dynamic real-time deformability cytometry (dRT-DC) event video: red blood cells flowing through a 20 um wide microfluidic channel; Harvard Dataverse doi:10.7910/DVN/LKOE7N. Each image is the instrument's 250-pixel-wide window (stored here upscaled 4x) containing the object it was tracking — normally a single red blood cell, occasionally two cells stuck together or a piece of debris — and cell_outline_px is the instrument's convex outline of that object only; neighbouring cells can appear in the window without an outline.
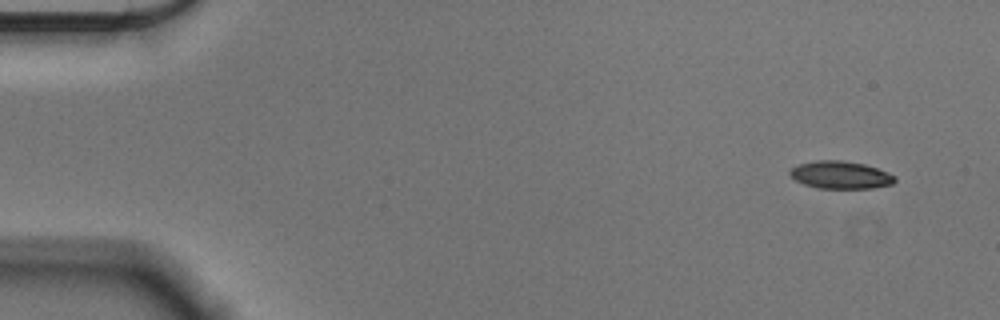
{"species": "Egyptian fruit bat (a non-hibernating species)", "species_latin": "Rousettus aegyptiacus", "temperature_condition": "cold", "stored_images_in_passage": 53, "camera_frame_rate_fps": 3000, "um_per_image_px": 0.085, "animal": {"sex": "male"}, "frame": {"image": 1, "passage_image": 1, "time_ms": 0.0, "image_size_px": [1000, 320], "cell_outline_px": [[896, 180], [892, 184], [872, 188], [820, 188], [804, 184], [796, 180], [788, 172], [792, 168], [800, 164], [816, 160], [844, 160], [864, 164], [888, 172], [896, 176]], "centroid_in_image_um": [71.47, 14.86], "position_along_channel_um": 13.5, "area_um2": 16.76}}
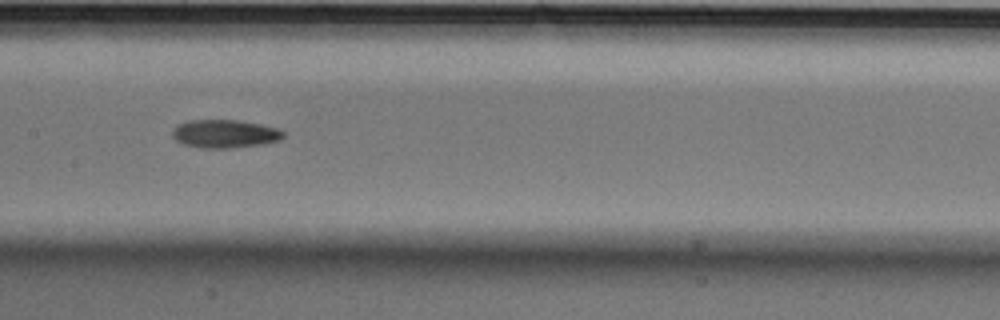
{"frame": {"image": 2, "passage_image": 25, "time_ms": 8.0, "image_size_px": [1000, 320], "cell_outline_px": [[284, 136], [280, 140], [264, 144], [232, 148], [200, 148], [184, 144], [176, 140], [172, 136], [172, 132], [176, 124], [192, 120], [240, 120], [260, 124], [276, 128], [284, 132]], "centroid_in_image_um": [19.1, 11.37], "position_along_channel_um": 188.3, "area_um2": 18.32}}
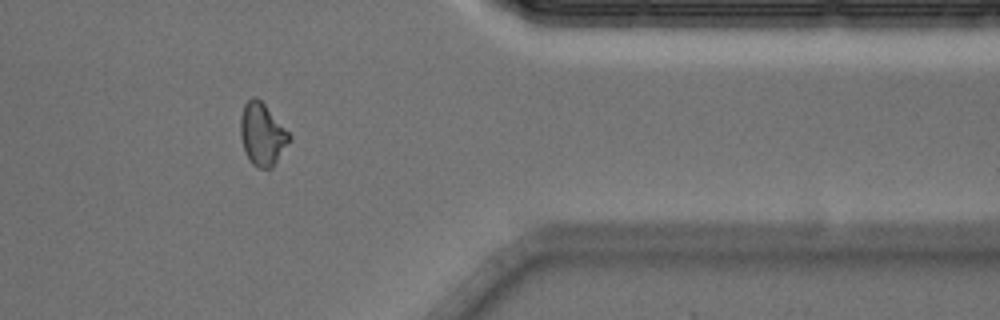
{"frame": {"image": 3, "passage_image": 43, "time_ms": 14.0, "image_size_px": [1000, 320], "cell_outline_px": [[292, 140], [272, 168], [256, 168], [248, 160], [244, 152], [240, 136], [240, 116], [244, 104], [252, 96], [256, 96], [264, 104], [292, 136]], "centroid_in_image_um": [22.28, 11.44], "position_along_channel_um": 389.1, "area_um2": 18.03}, "authors_computed_cell_mechanics": {"area_um2": 17.7446, "velocity_mm_per_s": 3.6093, "shape_relaxation_time_tau1_ms": 7.6863, "shape_relaxation_time_tau2_ms": null, "deformation_change_tau1": 0.1669, "deformation_change_tau2": null}}